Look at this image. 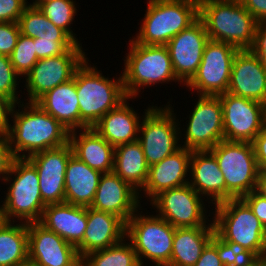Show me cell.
Returning <instances> with one entry per match:
<instances>
[{"instance_id":"33","label":"cell","mask_w":266,"mask_h":266,"mask_svg":"<svg viewBox=\"0 0 266 266\" xmlns=\"http://www.w3.org/2000/svg\"><path fill=\"white\" fill-rule=\"evenodd\" d=\"M121 242L108 248L88 253L82 258L85 266H141L130 242ZM125 241V242H124Z\"/></svg>"},{"instance_id":"6","label":"cell","mask_w":266,"mask_h":266,"mask_svg":"<svg viewBox=\"0 0 266 266\" xmlns=\"http://www.w3.org/2000/svg\"><path fill=\"white\" fill-rule=\"evenodd\" d=\"M129 42V53L125 57L122 73L127 97H137L143 86L176 80L179 83L166 45H142L134 39Z\"/></svg>"},{"instance_id":"22","label":"cell","mask_w":266,"mask_h":266,"mask_svg":"<svg viewBox=\"0 0 266 266\" xmlns=\"http://www.w3.org/2000/svg\"><path fill=\"white\" fill-rule=\"evenodd\" d=\"M125 234L126 223L120 217L87 207V228L76 247L79 257L113 246L125 239Z\"/></svg>"},{"instance_id":"19","label":"cell","mask_w":266,"mask_h":266,"mask_svg":"<svg viewBox=\"0 0 266 266\" xmlns=\"http://www.w3.org/2000/svg\"><path fill=\"white\" fill-rule=\"evenodd\" d=\"M139 195L113 171L103 173L90 207L114 214L126 223L141 208Z\"/></svg>"},{"instance_id":"37","label":"cell","mask_w":266,"mask_h":266,"mask_svg":"<svg viewBox=\"0 0 266 266\" xmlns=\"http://www.w3.org/2000/svg\"><path fill=\"white\" fill-rule=\"evenodd\" d=\"M20 75L14 70L9 56L0 54V93L12 104H19L17 96ZM17 87V88H16Z\"/></svg>"},{"instance_id":"53","label":"cell","mask_w":266,"mask_h":266,"mask_svg":"<svg viewBox=\"0 0 266 266\" xmlns=\"http://www.w3.org/2000/svg\"><path fill=\"white\" fill-rule=\"evenodd\" d=\"M77 266H85L82 262H80Z\"/></svg>"},{"instance_id":"49","label":"cell","mask_w":266,"mask_h":266,"mask_svg":"<svg viewBox=\"0 0 266 266\" xmlns=\"http://www.w3.org/2000/svg\"><path fill=\"white\" fill-rule=\"evenodd\" d=\"M49 1H52V0H35L32 4L30 3L28 5L33 6V7H38L40 4H43Z\"/></svg>"},{"instance_id":"39","label":"cell","mask_w":266,"mask_h":266,"mask_svg":"<svg viewBox=\"0 0 266 266\" xmlns=\"http://www.w3.org/2000/svg\"><path fill=\"white\" fill-rule=\"evenodd\" d=\"M20 27L16 22H0V54L10 56L14 50Z\"/></svg>"},{"instance_id":"34","label":"cell","mask_w":266,"mask_h":266,"mask_svg":"<svg viewBox=\"0 0 266 266\" xmlns=\"http://www.w3.org/2000/svg\"><path fill=\"white\" fill-rule=\"evenodd\" d=\"M75 1L73 0H52L38 6V9L57 27L65 30L78 44L76 34L70 26L73 24L76 15Z\"/></svg>"},{"instance_id":"44","label":"cell","mask_w":266,"mask_h":266,"mask_svg":"<svg viewBox=\"0 0 266 266\" xmlns=\"http://www.w3.org/2000/svg\"><path fill=\"white\" fill-rule=\"evenodd\" d=\"M250 50L266 68V23H258L255 30L254 42Z\"/></svg>"},{"instance_id":"1","label":"cell","mask_w":266,"mask_h":266,"mask_svg":"<svg viewBox=\"0 0 266 266\" xmlns=\"http://www.w3.org/2000/svg\"><path fill=\"white\" fill-rule=\"evenodd\" d=\"M23 103H19L21 108L25 105L21 111L16 109L17 104H12L9 115L13 116L14 124L12 126L9 121L5 131L14 158H28L35 153L69 143L70 131L59 121L35 102L26 103L28 106Z\"/></svg>"},{"instance_id":"24","label":"cell","mask_w":266,"mask_h":266,"mask_svg":"<svg viewBox=\"0 0 266 266\" xmlns=\"http://www.w3.org/2000/svg\"><path fill=\"white\" fill-rule=\"evenodd\" d=\"M39 222L77 247L83 241L87 228V207L67 202L48 204Z\"/></svg>"},{"instance_id":"27","label":"cell","mask_w":266,"mask_h":266,"mask_svg":"<svg viewBox=\"0 0 266 266\" xmlns=\"http://www.w3.org/2000/svg\"><path fill=\"white\" fill-rule=\"evenodd\" d=\"M35 103L68 131L81 129L79 101L74 78L47 91Z\"/></svg>"},{"instance_id":"40","label":"cell","mask_w":266,"mask_h":266,"mask_svg":"<svg viewBox=\"0 0 266 266\" xmlns=\"http://www.w3.org/2000/svg\"><path fill=\"white\" fill-rule=\"evenodd\" d=\"M27 0H0V22L18 23L25 8Z\"/></svg>"},{"instance_id":"30","label":"cell","mask_w":266,"mask_h":266,"mask_svg":"<svg viewBox=\"0 0 266 266\" xmlns=\"http://www.w3.org/2000/svg\"><path fill=\"white\" fill-rule=\"evenodd\" d=\"M148 170L149 165L138 140L115 147L113 172L138 193L147 181Z\"/></svg>"},{"instance_id":"2","label":"cell","mask_w":266,"mask_h":266,"mask_svg":"<svg viewBox=\"0 0 266 266\" xmlns=\"http://www.w3.org/2000/svg\"><path fill=\"white\" fill-rule=\"evenodd\" d=\"M199 18L210 40L250 49L258 22L240 0H199Z\"/></svg>"},{"instance_id":"46","label":"cell","mask_w":266,"mask_h":266,"mask_svg":"<svg viewBox=\"0 0 266 266\" xmlns=\"http://www.w3.org/2000/svg\"><path fill=\"white\" fill-rule=\"evenodd\" d=\"M255 157L258 166L266 160V126L252 141Z\"/></svg>"},{"instance_id":"17","label":"cell","mask_w":266,"mask_h":266,"mask_svg":"<svg viewBox=\"0 0 266 266\" xmlns=\"http://www.w3.org/2000/svg\"><path fill=\"white\" fill-rule=\"evenodd\" d=\"M209 40L205 25L198 18L166 44L173 70L180 83L186 85L197 73L205 45Z\"/></svg>"},{"instance_id":"5","label":"cell","mask_w":266,"mask_h":266,"mask_svg":"<svg viewBox=\"0 0 266 266\" xmlns=\"http://www.w3.org/2000/svg\"><path fill=\"white\" fill-rule=\"evenodd\" d=\"M133 39L142 45H166L199 18V0H149Z\"/></svg>"},{"instance_id":"9","label":"cell","mask_w":266,"mask_h":266,"mask_svg":"<svg viewBox=\"0 0 266 266\" xmlns=\"http://www.w3.org/2000/svg\"><path fill=\"white\" fill-rule=\"evenodd\" d=\"M139 214L135 213L126 222L125 238H128L137 253L140 265L144 266L143 260L147 258L154 266H168L175 227L158 215Z\"/></svg>"},{"instance_id":"7","label":"cell","mask_w":266,"mask_h":266,"mask_svg":"<svg viewBox=\"0 0 266 266\" xmlns=\"http://www.w3.org/2000/svg\"><path fill=\"white\" fill-rule=\"evenodd\" d=\"M13 175L14 179L11 178ZM5 181L13 182L0 205L4 221L14 222L17 218L22 223L39 222L46 204L41 197L35 166L27 158H14Z\"/></svg>"},{"instance_id":"16","label":"cell","mask_w":266,"mask_h":266,"mask_svg":"<svg viewBox=\"0 0 266 266\" xmlns=\"http://www.w3.org/2000/svg\"><path fill=\"white\" fill-rule=\"evenodd\" d=\"M29 265L77 266L82 259L77 248L40 222L27 223Z\"/></svg>"},{"instance_id":"38","label":"cell","mask_w":266,"mask_h":266,"mask_svg":"<svg viewBox=\"0 0 266 266\" xmlns=\"http://www.w3.org/2000/svg\"><path fill=\"white\" fill-rule=\"evenodd\" d=\"M33 40L38 59L59 56L77 44L75 40H47L39 37Z\"/></svg>"},{"instance_id":"3","label":"cell","mask_w":266,"mask_h":266,"mask_svg":"<svg viewBox=\"0 0 266 266\" xmlns=\"http://www.w3.org/2000/svg\"><path fill=\"white\" fill-rule=\"evenodd\" d=\"M85 60L75 71V87L78 95L81 129L92 128L106 113L123 102L127 95L123 78L105 77L95 66Z\"/></svg>"},{"instance_id":"15","label":"cell","mask_w":266,"mask_h":266,"mask_svg":"<svg viewBox=\"0 0 266 266\" xmlns=\"http://www.w3.org/2000/svg\"><path fill=\"white\" fill-rule=\"evenodd\" d=\"M195 104L182 147L191 151L210 150L224 140L221 100L219 96L199 95Z\"/></svg>"},{"instance_id":"23","label":"cell","mask_w":266,"mask_h":266,"mask_svg":"<svg viewBox=\"0 0 266 266\" xmlns=\"http://www.w3.org/2000/svg\"><path fill=\"white\" fill-rule=\"evenodd\" d=\"M189 185L212 204L226 201V183L215 156L209 150L192 151ZM209 197V198H208Z\"/></svg>"},{"instance_id":"41","label":"cell","mask_w":266,"mask_h":266,"mask_svg":"<svg viewBox=\"0 0 266 266\" xmlns=\"http://www.w3.org/2000/svg\"><path fill=\"white\" fill-rule=\"evenodd\" d=\"M13 159L7 134L5 131H0V179L2 181L8 176Z\"/></svg>"},{"instance_id":"14","label":"cell","mask_w":266,"mask_h":266,"mask_svg":"<svg viewBox=\"0 0 266 266\" xmlns=\"http://www.w3.org/2000/svg\"><path fill=\"white\" fill-rule=\"evenodd\" d=\"M218 96L223 111L224 139L252 143L266 126V105L228 92Z\"/></svg>"},{"instance_id":"52","label":"cell","mask_w":266,"mask_h":266,"mask_svg":"<svg viewBox=\"0 0 266 266\" xmlns=\"http://www.w3.org/2000/svg\"><path fill=\"white\" fill-rule=\"evenodd\" d=\"M4 222L3 214H2V208L0 206V225Z\"/></svg>"},{"instance_id":"8","label":"cell","mask_w":266,"mask_h":266,"mask_svg":"<svg viewBox=\"0 0 266 266\" xmlns=\"http://www.w3.org/2000/svg\"><path fill=\"white\" fill-rule=\"evenodd\" d=\"M226 183V201L255 191L259 166L252 143L223 140L209 150Z\"/></svg>"},{"instance_id":"12","label":"cell","mask_w":266,"mask_h":266,"mask_svg":"<svg viewBox=\"0 0 266 266\" xmlns=\"http://www.w3.org/2000/svg\"><path fill=\"white\" fill-rule=\"evenodd\" d=\"M202 200V196L187 184L162 191L150 203L159 212L157 215L175 228L214 227L213 221L205 217L207 210ZM207 221L210 224H206Z\"/></svg>"},{"instance_id":"28","label":"cell","mask_w":266,"mask_h":266,"mask_svg":"<svg viewBox=\"0 0 266 266\" xmlns=\"http://www.w3.org/2000/svg\"><path fill=\"white\" fill-rule=\"evenodd\" d=\"M102 174L72 155L66 166L65 202L90 207Z\"/></svg>"},{"instance_id":"4","label":"cell","mask_w":266,"mask_h":266,"mask_svg":"<svg viewBox=\"0 0 266 266\" xmlns=\"http://www.w3.org/2000/svg\"><path fill=\"white\" fill-rule=\"evenodd\" d=\"M215 207V233L225 242L245 248L257 261L266 260V229L242 198H232Z\"/></svg>"},{"instance_id":"18","label":"cell","mask_w":266,"mask_h":266,"mask_svg":"<svg viewBox=\"0 0 266 266\" xmlns=\"http://www.w3.org/2000/svg\"><path fill=\"white\" fill-rule=\"evenodd\" d=\"M72 155V146L67 143L27 158L37 170L41 197L46 205L65 202L66 166Z\"/></svg>"},{"instance_id":"47","label":"cell","mask_w":266,"mask_h":266,"mask_svg":"<svg viewBox=\"0 0 266 266\" xmlns=\"http://www.w3.org/2000/svg\"><path fill=\"white\" fill-rule=\"evenodd\" d=\"M12 103L0 93V131H6Z\"/></svg>"},{"instance_id":"25","label":"cell","mask_w":266,"mask_h":266,"mask_svg":"<svg viewBox=\"0 0 266 266\" xmlns=\"http://www.w3.org/2000/svg\"><path fill=\"white\" fill-rule=\"evenodd\" d=\"M127 97L116 108L106 113L92 128L113 147L138 140L140 117Z\"/></svg>"},{"instance_id":"42","label":"cell","mask_w":266,"mask_h":266,"mask_svg":"<svg viewBox=\"0 0 266 266\" xmlns=\"http://www.w3.org/2000/svg\"><path fill=\"white\" fill-rule=\"evenodd\" d=\"M194 266H224L217 253V234L211 238V241L203 249L200 258Z\"/></svg>"},{"instance_id":"32","label":"cell","mask_w":266,"mask_h":266,"mask_svg":"<svg viewBox=\"0 0 266 266\" xmlns=\"http://www.w3.org/2000/svg\"><path fill=\"white\" fill-rule=\"evenodd\" d=\"M20 33L31 38L74 40L65 30L55 26L39 9L28 5L18 21Z\"/></svg>"},{"instance_id":"43","label":"cell","mask_w":266,"mask_h":266,"mask_svg":"<svg viewBox=\"0 0 266 266\" xmlns=\"http://www.w3.org/2000/svg\"><path fill=\"white\" fill-rule=\"evenodd\" d=\"M242 199L249 205L254 215L266 229V198L256 191H252L243 196Z\"/></svg>"},{"instance_id":"35","label":"cell","mask_w":266,"mask_h":266,"mask_svg":"<svg viewBox=\"0 0 266 266\" xmlns=\"http://www.w3.org/2000/svg\"><path fill=\"white\" fill-rule=\"evenodd\" d=\"M9 57L14 70L20 76L26 77L39 60L36 55L33 38L20 34L16 46Z\"/></svg>"},{"instance_id":"51","label":"cell","mask_w":266,"mask_h":266,"mask_svg":"<svg viewBox=\"0 0 266 266\" xmlns=\"http://www.w3.org/2000/svg\"><path fill=\"white\" fill-rule=\"evenodd\" d=\"M247 266H266V260L256 261L254 264Z\"/></svg>"},{"instance_id":"20","label":"cell","mask_w":266,"mask_h":266,"mask_svg":"<svg viewBox=\"0 0 266 266\" xmlns=\"http://www.w3.org/2000/svg\"><path fill=\"white\" fill-rule=\"evenodd\" d=\"M227 92L266 105V68L250 49L235 55Z\"/></svg>"},{"instance_id":"36","label":"cell","mask_w":266,"mask_h":266,"mask_svg":"<svg viewBox=\"0 0 266 266\" xmlns=\"http://www.w3.org/2000/svg\"><path fill=\"white\" fill-rule=\"evenodd\" d=\"M217 253L224 266H247L257 261L243 246L225 242L218 235Z\"/></svg>"},{"instance_id":"50","label":"cell","mask_w":266,"mask_h":266,"mask_svg":"<svg viewBox=\"0 0 266 266\" xmlns=\"http://www.w3.org/2000/svg\"><path fill=\"white\" fill-rule=\"evenodd\" d=\"M259 174H266V160L259 166Z\"/></svg>"},{"instance_id":"13","label":"cell","mask_w":266,"mask_h":266,"mask_svg":"<svg viewBox=\"0 0 266 266\" xmlns=\"http://www.w3.org/2000/svg\"><path fill=\"white\" fill-rule=\"evenodd\" d=\"M80 45L77 43L64 54L36 62L25 78L28 102H36L47 91L73 79L75 71L88 59Z\"/></svg>"},{"instance_id":"10","label":"cell","mask_w":266,"mask_h":266,"mask_svg":"<svg viewBox=\"0 0 266 266\" xmlns=\"http://www.w3.org/2000/svg\"><path fill=\"white\" fill-rule=\"evenodd\" d=\"M173 112L170 104L164 108L149 106L145 110L139 126L138 142L149 166L161 162L181 147L178 144L180 122Z\"/></svg>"},{"instance_id":"11","label":"cell","mask_w":266,"mask_h":266,"mask_svg":"<svg viewBox=\"0 0 266 266\" xmlns=\"http://www.w3.org/2000/svg\"><path fill=\"white\" fill-rule=\"evenodd\" d=\"M238 50L231 44L209 40L197 73L185 86L197 90L198 95L218 96L226 93L232 62Z\"/></svg>"},{"instance_id":"26","label":"cell","mask_w":266,"mask_h":266,"mask_svg":"<svg viewBox=\"0 0 266 266\" xmlns=\"http://www.w3.org/2000/svg\"><path fill=\"white\" fill-rule=\"evenodd\" d=\"M69 133L73 155L90 168L102 173L113 171L115 147L109 144L93 128L80 129ZM78 133V134H76Z\"/></svg>"},{"instance_id":"48","label":"cell","mask_w":266,"mask_h":266,"mask_svg":"<svg viewBox=\"0 0 266 266\" xmlns=\"http://www.w3.org/2000/svg\"><path fill=\"white\" fill-rule=\"evenodd\" d=\"M255 191L264 198H266V174H258L257 186Z\"/></svg>"},{"instance_id":"29","label":"cell","mask_w":266,"mask_h":266,"mask_svg":"<svg viewBox=\"0 0 266 266\" xmlns=\"http://www.w3.org/2000/svg\"><path fill=\"white\" fill-rule=\"evenodd\" d=\"M214 233V227L175 228L168 266H194Z\"/></svg>"},{"instance_id":"31","label":"cell","mask_w":266,"mask_h":266,"mask_svg":"<svg viewBox=\"0 0 266 266\" xmlns=\"http://www.w3.org/2000/svg\"><path fill=\"white\" fill-rule=\"evenodd\" d=\"M14 223L0 225V266L29 265L27 223Z\"/></svg>"},{"instance_id":"21","label":"cell","mask_w":266,"mask_h":266,"mask_svg":"<svg viewBox=\"0 0 266 266\" xmlns=\"http://www.w3.org/2000/svg\"><path fill=\"white\" fill-rule=\"evenodd\" d=\"M192 151L180 147L161 162L149 166L148 178L141 189L150 201L159 193L189 184L190 158Z\"/></svg>"},{"instance_id":"45","label":"cell","mask_w":266,"mask_h":266,"mask_svg":"<svg viewBox=\"0 0 266 266\" xmlns=\"http://www.w3.org/2000/svg\"><path fill=\"white\" fill-rule=\"evenodd\" d=\"M258 23H266V0H240Z\"/></svg>"}]
</instances>
